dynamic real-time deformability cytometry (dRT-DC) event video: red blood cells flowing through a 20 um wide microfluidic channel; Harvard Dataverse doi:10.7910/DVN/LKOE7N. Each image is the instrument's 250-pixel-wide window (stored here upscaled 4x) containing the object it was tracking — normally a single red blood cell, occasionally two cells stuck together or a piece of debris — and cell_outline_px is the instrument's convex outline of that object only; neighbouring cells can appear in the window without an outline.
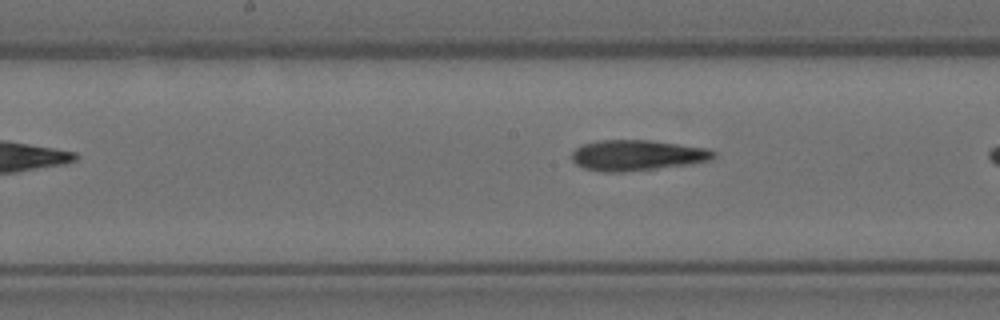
{"species": "Egyptian fruit bat (a non-hibernating species)", "species_latin": "Rousettus aegyptiacus", "temperature_condition": "room temperature", "stored_images_in_passage": 18, "camera_frame_rate_fps": 3000, "um_per_image_px": 0.085, "animal": {"sex": "female"}, "frame": {"image": 1, "passage_image": 13, "time_ms": 4.0, "image_size_px": [1000, 320], "cell_outline_px": [[716, 156], [708, 160], [692, 164], [620, 172], [600, 172], [584, 168], [576, 164], [572, 160], [572, 152], [576, 148], [584, 144], [600, 140], [648, 140], [708, 148], [716, 152]], "centroid_in_image_um": [54.15, 13.2], "position_along_channel_um": 194.1, "area_um2": 25.2}}